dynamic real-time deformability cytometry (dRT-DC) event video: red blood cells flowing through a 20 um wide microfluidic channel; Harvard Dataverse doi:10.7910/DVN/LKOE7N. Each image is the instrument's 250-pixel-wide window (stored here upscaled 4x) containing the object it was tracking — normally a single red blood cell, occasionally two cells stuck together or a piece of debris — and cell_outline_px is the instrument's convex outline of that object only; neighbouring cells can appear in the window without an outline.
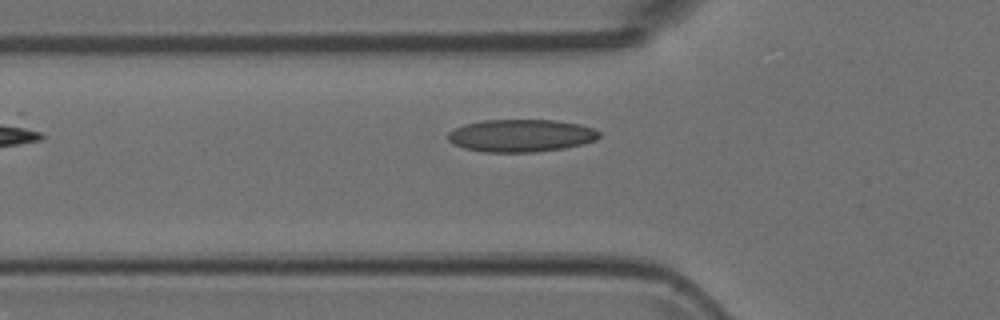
{"species": "Egyptian fruit bat (a non-hibernating species)", "species_latin": "Rousettus aegyptiacus", "temperature_condition": "room temperature", "stored_images_in_passage": 4, "camera_frame_rate_fps": 3000, "um_per_image_px": 0.085, "animal": {"sex": "female"}, "frame": {"image": 1, "passage_image": 4, "time_ms": 1.0, "image_size_px": [1000, 320], "cell_outline_px": [[600, 136], [596, 140], [584, 144], [564, 148], [532, 152], [484, 152], [464, 148], [452, 144], [448, 140], [448, 132], [464, 124], [484, 120], [556, 120], [580, 124], [592, 128], [600, 132]], "centroid_in_image_um": [44.29, 11.52], "position_along_channel_um": 81.5, "area_um2": 28.78}}